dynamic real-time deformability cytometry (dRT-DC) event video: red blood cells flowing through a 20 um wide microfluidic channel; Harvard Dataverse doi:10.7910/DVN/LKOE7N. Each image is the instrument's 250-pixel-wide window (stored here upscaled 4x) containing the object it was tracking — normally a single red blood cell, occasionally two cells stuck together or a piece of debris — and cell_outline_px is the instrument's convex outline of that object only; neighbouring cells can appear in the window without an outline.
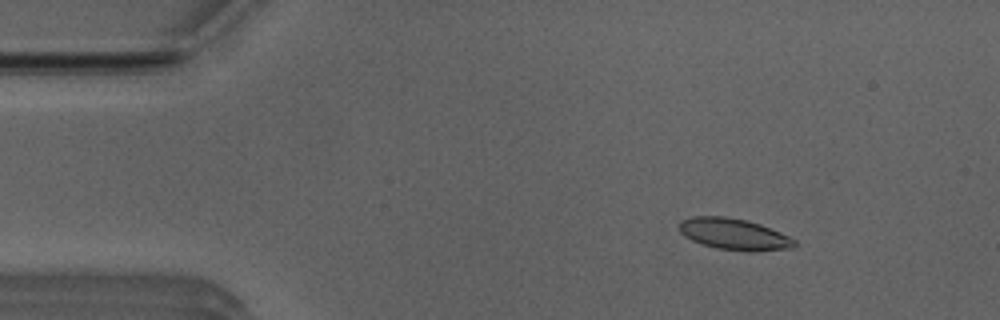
{"species": "Egyptian fruit bat (a non-hibernating species)", "species_latin": "Rousettus aegyptiacus", "temperature_condition": "room temperature", "stored_images_in_passage": 46, "camera_frame_rate_fps": 3000, "um_per_image_px": 0.085, "animal": {"sex": "male"}, "frame": {"image": 1, "passage_image": 1, "time_ms": 0.0, "image_size_px": [1000, 320], "cell_outline_px": [[796, 244], [792, 248], [752, 252], [748, 252], [716, 248], [700, 244], [684, 236], [680, 232], [680, 220], [692, 216], [724, 216], [744, 220], [760, 224], [780, 232], [796, 240]], "centroid_in_image_um": [62.38, 19.91], "position_along_channel_um": 22.6, "area_um2": 21.15}}
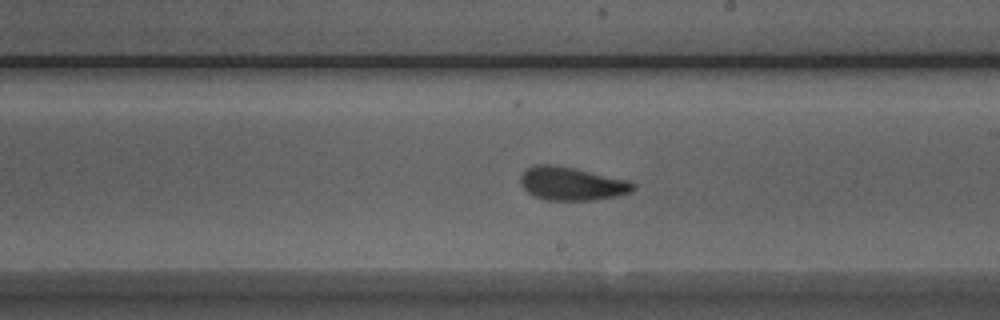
{"frame": {"image": 2, "passage_image": 23, "time_ms": 7.333, "image_size_px": [1000, 320], "cell_outline_px": [[636, 188], [632, 192], [616, 196], [596, 200], [548, 200], [532, 196], [520, 184], [520, 176], [528, 168], [536, 164], [548, 164], [572, 168], [632, 180], [636, 184]], "centroid_in_image_um": [48.64, 15.62], "position_along_channel_um": 240.4, "area_um2": 22.02}}
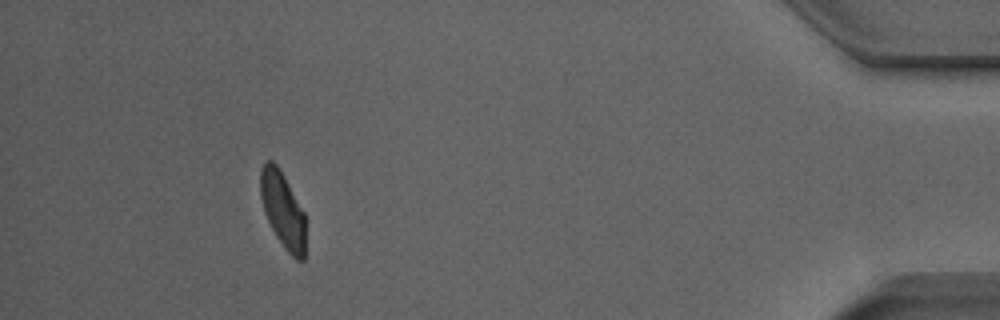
{"frame": {"image": 3, "passage_image": 41, "time_ms": 13.333, "image_size_px": [1000, 320], "cell_outline_px": [[304, 260], [296, 260], [284, 248], [276, 236], [264, 212], [260, 196], [260, 172], [264, 164], [268, 160], [272, 160], [276, 164], [284, 176], [304, 212]], "centroid_in_image_um": [24.02, 17.84], "position_along_channel_um": 411.2, "area_um2": 19.65}}